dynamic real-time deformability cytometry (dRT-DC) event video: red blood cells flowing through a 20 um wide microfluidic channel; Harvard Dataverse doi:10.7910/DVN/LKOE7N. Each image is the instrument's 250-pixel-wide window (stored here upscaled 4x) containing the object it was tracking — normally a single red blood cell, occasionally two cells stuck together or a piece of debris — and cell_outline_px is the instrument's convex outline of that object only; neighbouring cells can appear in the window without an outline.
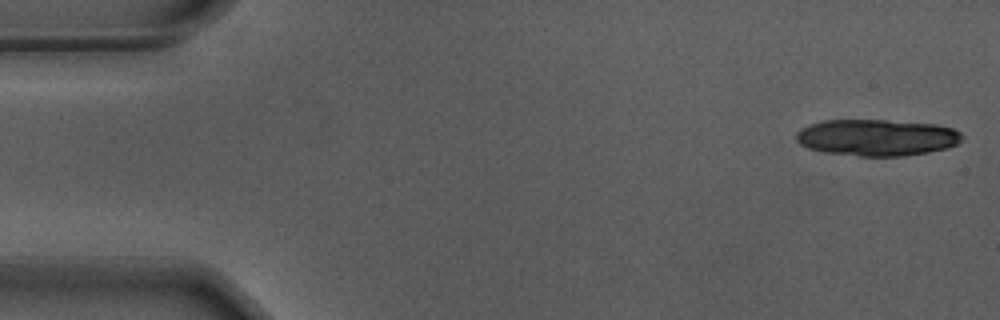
{"species": "Egyptian fruit bat (a non-hibernating species)", "species_latin": "Rousettus aegyptiacus", "temperature_condition": "warm", "stored_images_in_passage": 17, "camera_frame_rate_fps": 3000, "um_per_image_px": 0.085, "animal": {"sex": "male"}, "frame": {"image": 1, "passage_image": 1, "time_ms": 0.0, "image_size_px": [1000, 320], "cell_outline_px": [[964, 136], [956, 144], [948, 148], [928, 152], [904, 156], [860, 156], [824, 152], [808, 148], [800, 144], [796, 140], [796, 132], [800, 128], [808, 124], [820, 120], [884, 120], [936, 124], [952, 128], [960, 132]], "centroid_in_image_um": [74.5, 11.68], "position_along_channel_um": 10.5, "area_um2": 35.55}}